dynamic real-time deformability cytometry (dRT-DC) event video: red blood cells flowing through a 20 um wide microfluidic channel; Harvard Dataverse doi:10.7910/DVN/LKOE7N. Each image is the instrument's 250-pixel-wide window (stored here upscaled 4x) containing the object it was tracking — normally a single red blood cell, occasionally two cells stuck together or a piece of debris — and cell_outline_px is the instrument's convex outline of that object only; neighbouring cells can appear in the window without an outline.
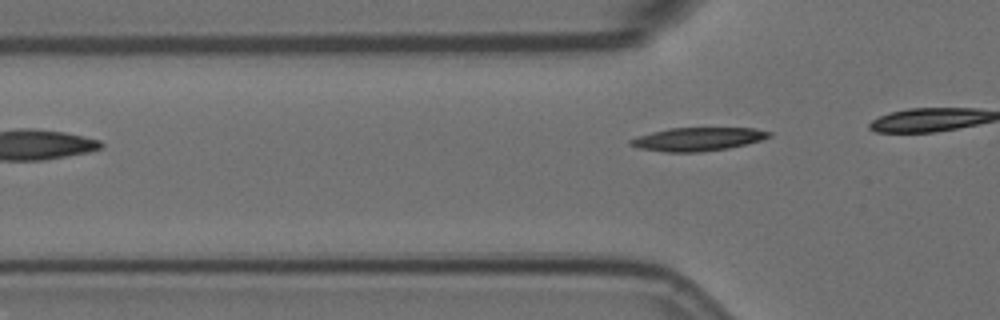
{"species": "Egyptian fruit bat (a non-hibernating species)", "species_latin": "Rousettus aegyptiacus", "temperature_condition": "room temperature", "stored_images_in_passage": 4, "camera_frame_rate_fps": 3000, "um_per_image_px": 0.085, "animal": {"sex": "female"}, "frame": {"image": 1, "passage_image": 4, "time_ms": 1.0, "image_size_px": [1000, 320], "cell_outline_px": [[772, 136], [760, 140], [728, 148], [700, 152], [664, 152], [640, 148], [628, 144], [628, 140], [636, 136], [668, 128], [756, 128], [772, 132]], "centroid_in_image_um": [59.28, 11.82], "position_along_channel_um": 66.5, "area_um2": 18.9}}